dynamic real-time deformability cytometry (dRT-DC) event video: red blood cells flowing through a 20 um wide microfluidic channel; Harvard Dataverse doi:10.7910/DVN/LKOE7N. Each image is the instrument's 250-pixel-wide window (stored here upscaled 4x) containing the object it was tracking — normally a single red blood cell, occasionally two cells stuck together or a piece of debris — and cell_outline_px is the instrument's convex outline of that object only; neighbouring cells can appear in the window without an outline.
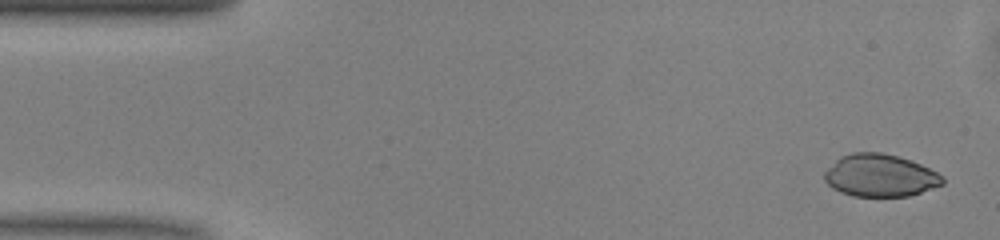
{"species": "common noctule bat (a hibernating species)", "species_latin": "Nyctalus noctula", "temperature_condition": "warm", "stored_images_in_passage": 49, "camera_frame_rate_fps": 3000, "um_per_image_px": 0.085, "animal": {"sex": "male", "body_mass_g": 13.0, "forearm_length_mm": 53.1}, "frame": {"image": 1, "passage_image": 2, "time_ms": 0.333, "image_size_px": [1000, 240], "cell_outline_px": [[944, 184], [908, 196], [852, 196], [840, 192], [832, 188], [824, 180], [824, 172], [840, 156], [852, 152], [880, 152], [912, 160], [936, 172], [944, 180]], "centroid_in_image_um": [74.77, 14.91], "position_along_channel_um": 10.2, "area_um2": 29.07}}
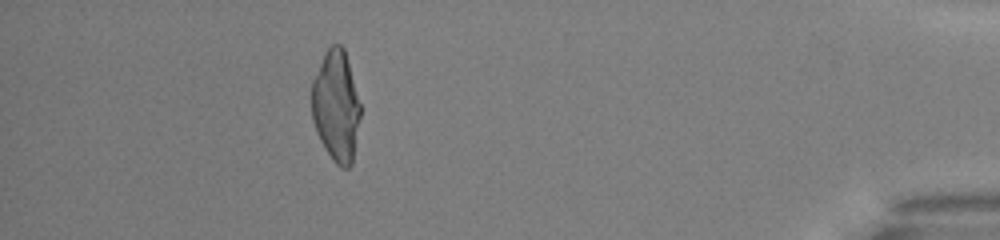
{"frame": {"image": 2, "passage_image": 44, "time_ms": 14.333, "image_size_px": [1000, 240], "cell_outline_px": [[360, 116], [352, 164], [348, 168], [340, 168], [332, 160], [320, 140], [316, 132], [312, 120], [312, 80], [324, 52], [332, 44], [340, 44], [344, 48], [360, 104]], "centroid_in_image_um": [28.55, 9.02], "position_along_channel_um": 406.6, "area_um2": 31.5}}